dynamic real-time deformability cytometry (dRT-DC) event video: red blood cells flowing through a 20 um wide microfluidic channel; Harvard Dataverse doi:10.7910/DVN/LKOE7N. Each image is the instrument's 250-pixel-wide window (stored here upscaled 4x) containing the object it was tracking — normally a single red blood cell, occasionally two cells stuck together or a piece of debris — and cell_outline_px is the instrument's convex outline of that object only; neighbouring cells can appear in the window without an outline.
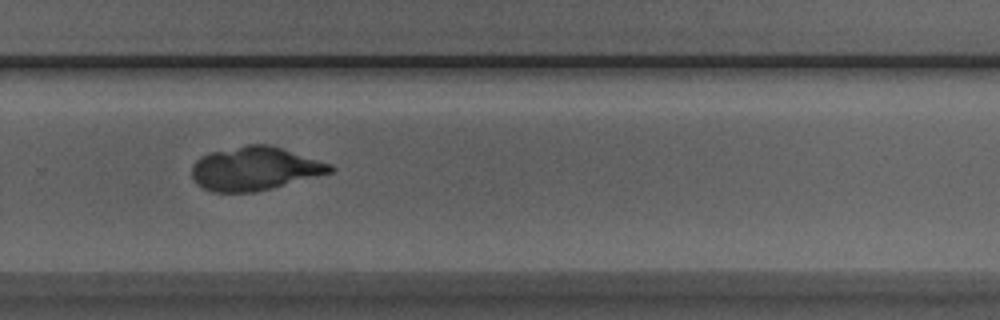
{"species": "Egyptian fruit bat (a non-hibernating species)", "species_latin": "Rousettus aegyptiacus", "temperature_condition": "room temperature", "stored_images_in_passage": 51, "camera_frame_rate_fps": 3000, "um_per_image_px": 0.085, "animal": {"sex": "male"}, "frame": {"image": 1, "passage_image": 34, "time_ms": 11.0, "image_size_px": [1000, 320], "cell_outline_px": [[336, 168], [332, 172], [272, 188], [256, 192], [212, 192], [196, 184], [192, 176], [192, 164], [200, 156], [212, 152], [248, 144], [268, 144], [332, 164]], "centroid_in_image_um": [21.64, 14.34], "position_along_channel_um": 308.2, "area_um2": 34.97}}
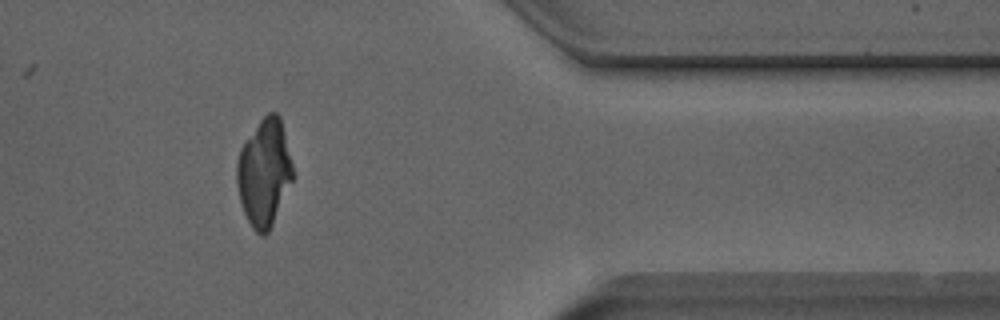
{"frame": {"image": 2, "passage_image": 42, "time_ms": 13.667, "image_size_px": [1000, 320], "cell_outline_px": [[292, 180], [272, 224], [268, 232], [264, 236], [260, 236], [252, 228], [244, 212], [240, 200], [236, 184], [236, 164], [240, 148], [260, 120], [268, 112], [276, 112], [280, 116], [292, 164]], "centroid_in_image_um": [22.43, 14.67], "position_along_channel_um": 389.0, "area_um2": 34.51}}
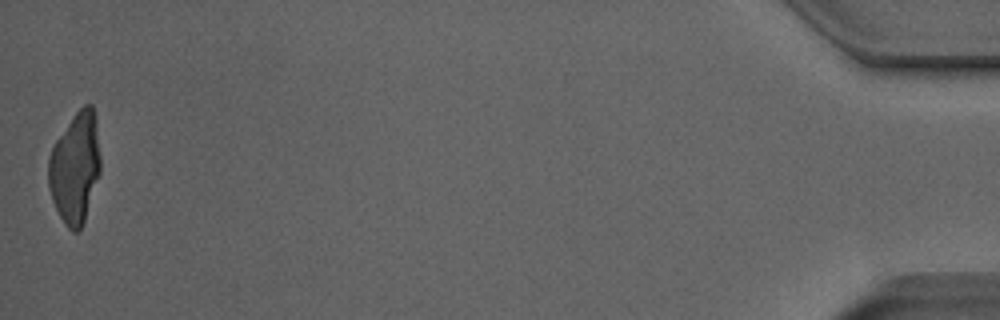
{"frame": {"image": 3, "passage_image": 51, "time_ms": 16.667, "image_size_px": [1000, 320], "cell_outline_px": [[100, 172], [84, 220], [80, 228], [76, 232], [72, 232], [64, 224], [52, 200], [48, 188], [48, 156], [56, 140], [76, 112], [84, 104], [92, 104], [96, 116], [100, 156]], "centroid_in_image_um": [6.38, 14.24], "position_along_channel_um": 428.8, "area_um2": 33.52}}